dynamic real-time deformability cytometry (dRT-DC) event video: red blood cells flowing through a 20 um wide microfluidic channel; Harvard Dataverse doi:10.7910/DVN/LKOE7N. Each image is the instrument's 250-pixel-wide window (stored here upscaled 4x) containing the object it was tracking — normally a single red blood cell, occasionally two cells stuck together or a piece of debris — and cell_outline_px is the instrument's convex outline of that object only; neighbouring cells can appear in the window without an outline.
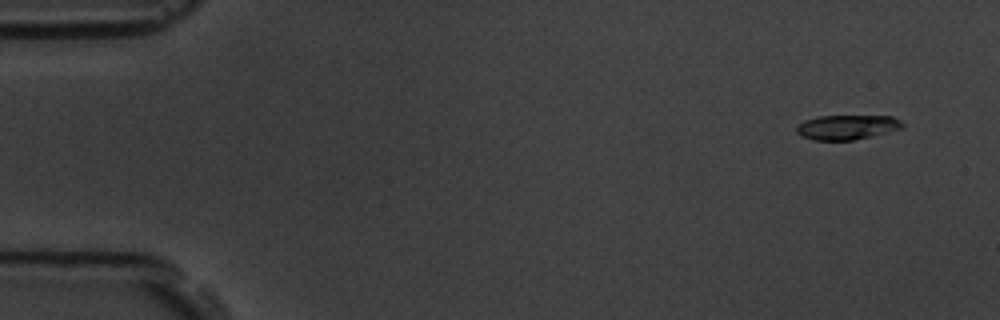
{"species": "common noctule bat (a hibernating species)", "species_latin": "Nyctalus noctula", "temperature_condition": "room temperature", "stored_images_in_passage": 6, "camera_frame_rate_fps": 3000, "um_per_image_px": 0.085, "animal": {"sex": "male", "body_mass_g": 19.5, "forearm_length_mm": 54.6}, "frame": {"image": 1, "passage_image": 1, "time_ms": 0.0, "image_size_px": [1000, 320], "cell_outline_px": [[904, 128], [872, 136], [852, 140], [812, 140], [796, 132], [796, 128], [804, 120], [820, 116], [892, 116], [900, 120], [904, 124]], "centroid_in_image_um": [72.03, 10.81], "position_along_channel_um": 13.0, "area_um2": 15.14}}
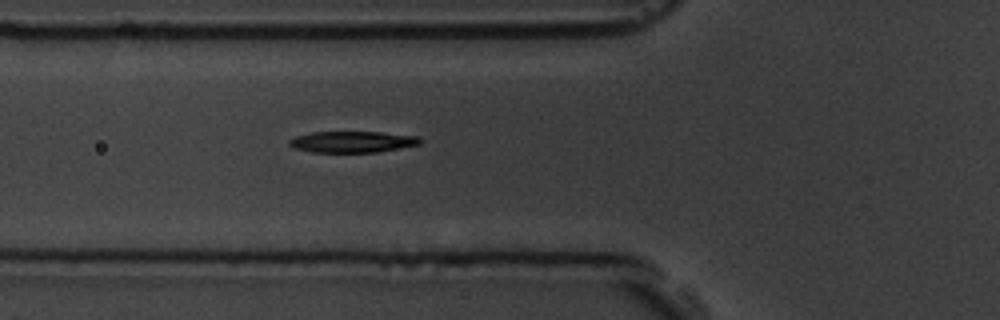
{"frame": {"image": 2, "passage_image": 6, "time_ms": 5.667, "image_size_px": [1000, 320], "cell_outline_px": [[424, 140], [420, 144], [376, 152], [312, 152], [296, 148], [288, 144], [288, 140], [296, 136], [312, 132], [380, 132], [420, 136]], "centroid_in_image_um": [29.98, 12.05], "position_along_channel_um": 95.8, "area_um2": 16.18}}